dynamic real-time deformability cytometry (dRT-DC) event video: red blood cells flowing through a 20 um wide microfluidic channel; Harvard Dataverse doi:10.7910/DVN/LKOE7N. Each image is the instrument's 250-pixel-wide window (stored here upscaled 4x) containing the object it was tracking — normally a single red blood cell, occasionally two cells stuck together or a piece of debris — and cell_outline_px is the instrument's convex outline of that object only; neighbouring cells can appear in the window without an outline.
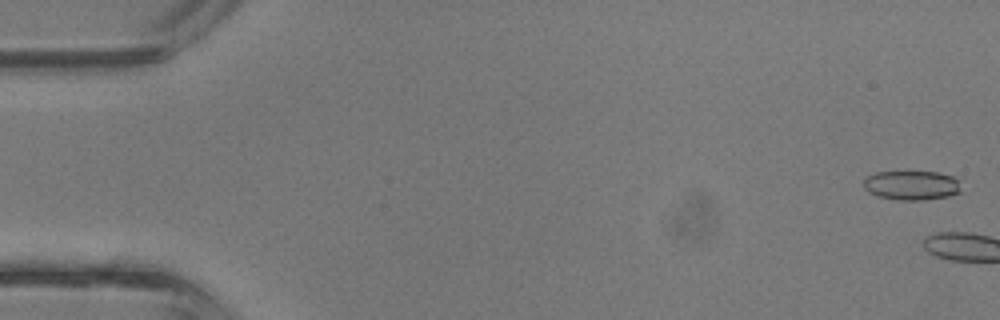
{"species": "common noctule bat (a hibernating species)", "species_latin": "Nyctalus noctula", "temperature_condition": "room temperature", "stored_images_in_passage": 5, "camera_frame_rate_fps": 3000, "um_per_image_px": 0.085, "animal": {"sex": "male", "body_mass_g": 13.3}, "frame": {"image": 1, "passage_image": 1, "time_ms": 0.0, "image_size_px": [1000, 320], "cell_outline_px": [[960, 192], [948, 196], [924, 200], [900, 200], [876, 196], [868, 192], [864, 188], [864, 180], [868, 176], [876, 172], [936, 172], [952, 176], [960, 180]], "centroid_in_image_um": [77.49, 15.76], "position_along_channel_um": 7.5, "area_um2": 16.7}}
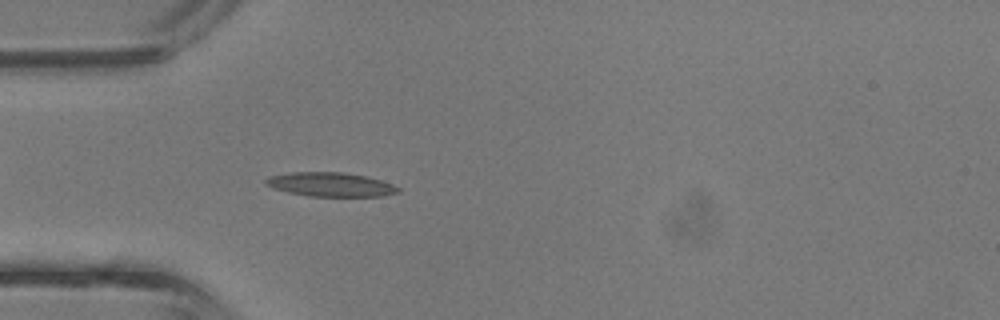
{"frame": {"image": 2, "passage_image": 5, "time_ms": 1.333, "image_size_px": [1000, 320], "cell_outline_px": [[400, 192], [384, 196], [308, 196], [288, 192], [272, 188], [264, 184], [264, 180], [268, 176], [292, 172], [344, 172], [368, 176], [392, 184], [400, 188]], "centroid_in_image_um": [28.08, 15.68], "position_along_channel_um": 56.9, "area_um2": 18.73}}